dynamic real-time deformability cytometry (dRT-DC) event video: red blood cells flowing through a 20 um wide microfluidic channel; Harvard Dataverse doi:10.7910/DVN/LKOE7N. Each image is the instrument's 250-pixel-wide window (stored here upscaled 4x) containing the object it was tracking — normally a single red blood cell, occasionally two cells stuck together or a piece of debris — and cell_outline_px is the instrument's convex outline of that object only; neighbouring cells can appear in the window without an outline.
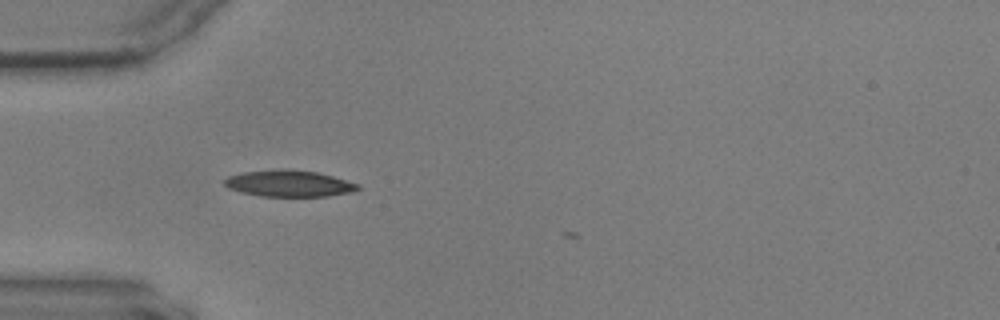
{"species": "common noctule bat (a hibernating species)", "species_latin": "Nyctalus noctula", "temperature_condition": "warm", "stored_images_in_passage": 4, "camera_frame_rate_fps": 3000, "um_per_image_px": 0.085, "animal": {"sex": "male", "body_mass_g": 17.9, "forearm_length_mm": 54.2}, "frame": {"image": 1, "passage_image": 1, "time_ms": 0.0, "image_size_px": [1000, 320], "cell_outline_px": [[360, 188], [352, 192], [328, 196], [260, 196], [240, 192], [228, 188], [224, 184], [224, 180], [228, 176], [244, 172], [284, 168], [288, 168], [316, 172], [332, 176], [360, 184]], "centroid_in_image_um": [24.56, 15.59], "position_along_channel_um": 60.4, "area_um2": 20.63}}